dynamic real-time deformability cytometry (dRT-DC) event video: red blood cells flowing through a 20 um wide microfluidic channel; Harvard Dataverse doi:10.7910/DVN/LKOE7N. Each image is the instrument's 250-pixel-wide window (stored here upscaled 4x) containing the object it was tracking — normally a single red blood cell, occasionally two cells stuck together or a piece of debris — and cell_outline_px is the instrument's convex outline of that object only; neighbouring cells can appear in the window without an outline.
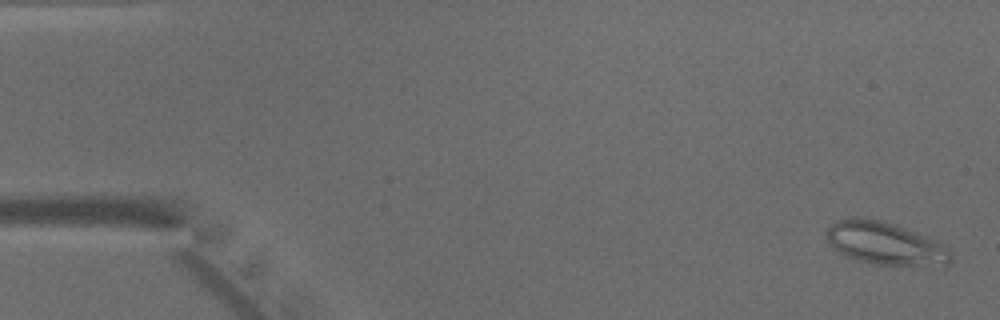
{"species": "common noctule bat (a hibernating species)", "species_latin": "Nyctalus noctula", "temperature_condition": "warm", "stored_images_in_passage": 48, "camera_frame_rate_fps": 3000, "um_per_image_px": 0.085, "animal": {"sex": "male", "body_mass_g": 15.6}, "frame": {"image": 1, "passage_image": 2, "time_ms": 0.333, "image_size_px": [1000, 320], "cell_outline_px": [[952, 260], [948, 264], [872, 264], [856, 260], [840, 252], [828, 240], [828, 228], [836, 220], [852, 216], [856, 216], [880, 220], [896, 224], [928, 236], [944, 244], [952, 252]], "centroid_in_image_um": [75.27, 20.65], "position_along_channel_um": 9.7, "area_um2": 30.63}}
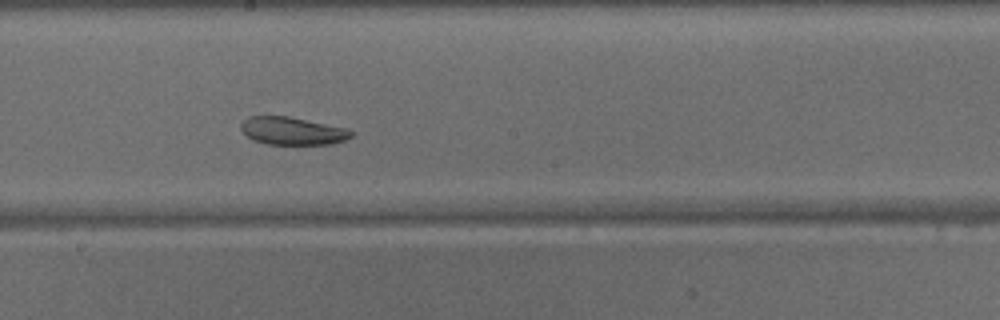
{"frame": {"image": 2, "passage_image": 27, "time_ms": 8.667, "image_size_px": [1000, 320], "cell_outline_px": [[352, 136], [344, 140], [328, 144], [268, 144], [252, 140], [240, 128], [240, 124], [248, 116], [288, 116], [344, 128], [352, 132]], "centroid_in_image_um": [24.79, 11.13], "position_along_channel_um": 223.4, "area_um2": 17.51}}
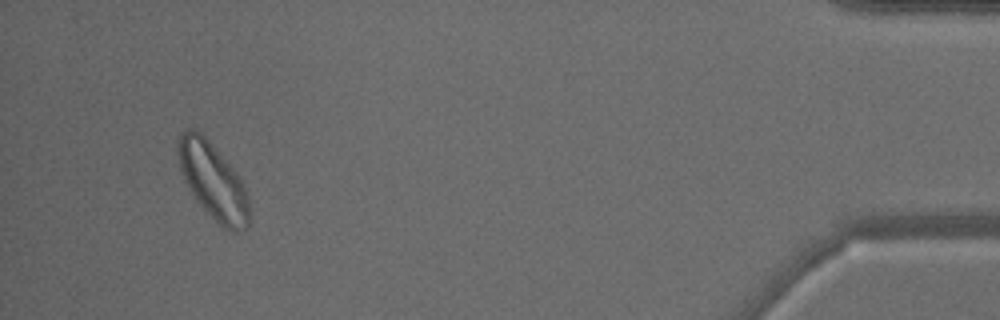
{"frame": {"image": 3, "passage_image": 46, "time_ms": 15.0, "image_size_px": [1000, 320], "cell_outline_px": [[248, 224], [244, 228], [236, 232], [232, 232], [224, 228], [196, 200], [184, 180], [180, 172], [176, 152], [176, 140], [180, 132], [184, 128], [196, 128], [216, 148], [236, 172], [248, 196]], "centroid_in_image_um": [18.03, 15.31], "position_along_channel_um": 417.2, "area_um2": 31.56}}